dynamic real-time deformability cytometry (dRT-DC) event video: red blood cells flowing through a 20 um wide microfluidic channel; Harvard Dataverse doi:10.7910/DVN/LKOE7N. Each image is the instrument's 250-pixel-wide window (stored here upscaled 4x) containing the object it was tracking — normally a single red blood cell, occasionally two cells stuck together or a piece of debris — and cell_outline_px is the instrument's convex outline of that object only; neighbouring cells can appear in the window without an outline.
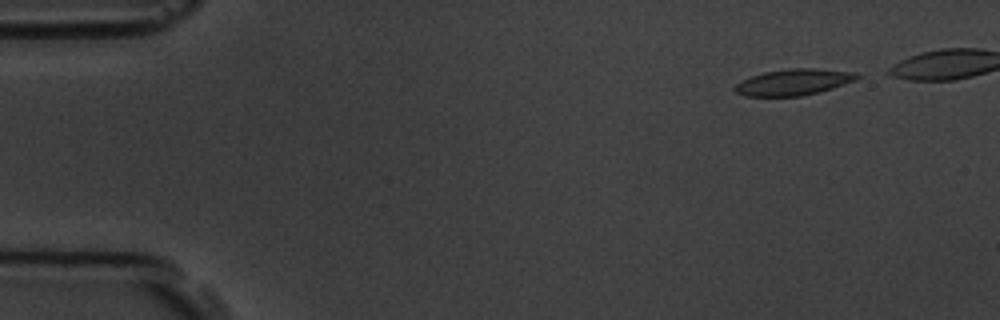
{"species": "common noctule bat (a hibernating species)", "species_latin": "Nyctalus noctula", "temperature_condition": "room temperature", "stored_images_in_passage": 5, "camera_frame_rate_fps": 3000, "um_per_image_px": 0.085, "animal": {"sex": "male", "body_mass_g": 19.5, "forearm_length_mm": 54.6}, "frame": {"image": 1, "passage_image": 1, "time_ms": 0.0, "image_size_px": [1000, 320], "cell_outline_px": [[860, 76], [856, 80], [832, 88], [800, 96], [744, 96], [736, 92], [732, 88], [736, 84], [752, 76], [764, 72], [788, 68], [816, 68], [856, 72]], "centroid_in_image_um": [67.46, 6.97], "position_along_channel_um": 17.5, "area_um2": 18.55}}
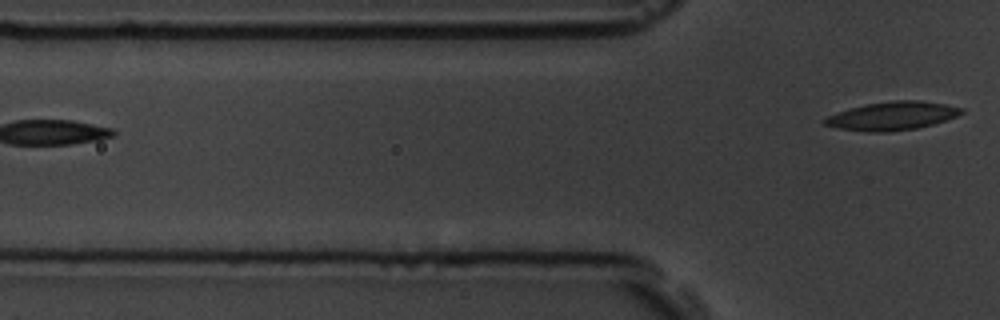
{"frame": {"image": 2, "passage_image": 5, "time_ms": 5.333, "image_size_px": [1000, 320], "cell_outline_px": [[964, 112], [956, 116], [932, 124], [916, 128], [888, 132], [872, 132], [840, 128], [824, 124], [824, 120], [828, 116], [836, 112], [868, 104], [892, 100], [920, 100], [944, 104], [964, 108]], "centroid_in_image_um": [75.87, 9.84], "position_along_channel_um": 49.9, "area_um2": 22.25}}